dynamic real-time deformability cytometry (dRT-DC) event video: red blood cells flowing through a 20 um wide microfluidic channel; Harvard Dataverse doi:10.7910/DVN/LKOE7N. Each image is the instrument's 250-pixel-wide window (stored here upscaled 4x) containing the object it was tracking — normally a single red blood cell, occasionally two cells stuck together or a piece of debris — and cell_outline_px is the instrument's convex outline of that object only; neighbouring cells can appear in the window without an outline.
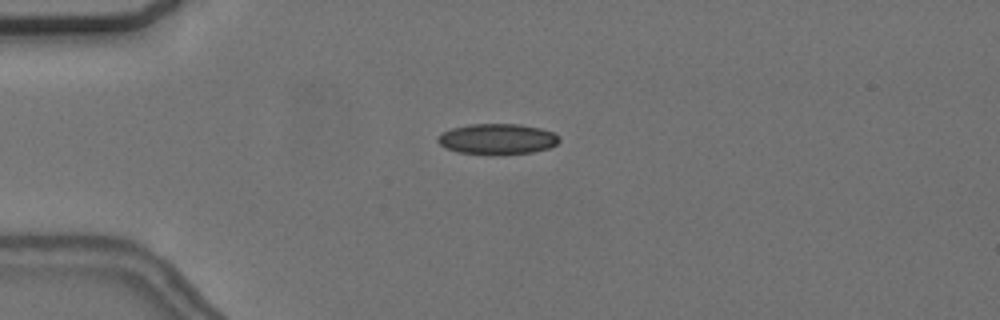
{"species": "common noctule bat (a hibernating species)", "species_latin": "Nyctalus noctula", "temperature_condition": "cold", "stored_images_in_passage": 5, "camera_frame_rate_fps": 3000, "um_per_image_px": 0.085, "animal": {"sex": "female", "body_mass_g": 24.6, "forearm_length_mm": 56.2}, "frame": {"image": 1, "passage_image": 4, "time_ms": 3.667, "image_size_px": [1000, 320], "cell_outline_px": [[560, 140], [556, 144], [548, 148], [532, 152], [504, 156], [488, 156], [456, 152], [444, 148], [436, 140], [436, 136], [440, 132], [452, 128], [468, 124], [520, 124], [540, 128], [552, 132], [560, 136]], "centroid_in_image_um": [42.22, 11.84], "position_along_channel_um": 42.8, "area_um2": 22.48}}